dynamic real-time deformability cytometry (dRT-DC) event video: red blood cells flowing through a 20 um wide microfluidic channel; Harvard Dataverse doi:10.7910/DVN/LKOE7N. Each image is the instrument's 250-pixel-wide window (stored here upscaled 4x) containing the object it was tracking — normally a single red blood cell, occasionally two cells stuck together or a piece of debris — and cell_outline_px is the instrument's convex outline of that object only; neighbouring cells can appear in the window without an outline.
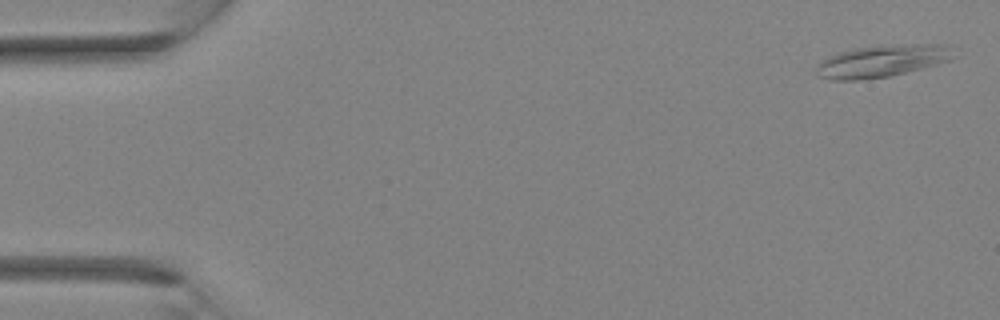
{"species": "Egyptian fruit bat (a non-hibernating species)", "species_latin": "Rousettus aegyptiacus", "temperature_condition": "room temperature", "stored_images_in_passage": 35, "camera_frame_rate_fps": 3000, "um_per_image_px": 0.085, "animal": {"sex": "female"}, "frame": {"image": 1, "passage_image": 1, "time_ms": 0.0, "image_size_px": [1000, 320], "cell_outline_px": [[956, 56], [952, 60], [888, 76], [856, 80], [832, 80], [816, 76], [816, 68], [820, 60], [828, 56], [840, 52], [856, 48], [916, 44], [948, 44]], "centroid_in_image_um": [74.96, 5.19], "position_along_channel_um": 10.0, "area_um2": 25.37}}
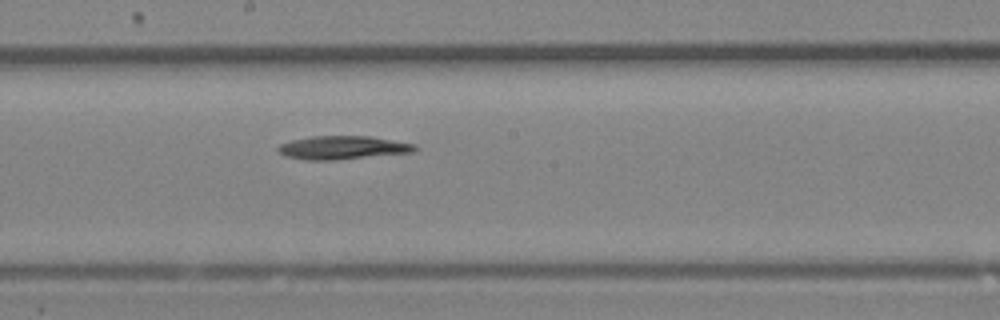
{"frame": {"image": 2, "passage_image": 19, "time_ms": 6.0, "image_size_px": [1000, 320], "cell_outline_px": [[420, 148], [416, 152], [336, 160], [304, 160], [284, 156], [276, 148], [280, 144], [292, 140], [312, 136], [368, 136], [416, 144]], "centroid_in_image_um": [29.16, 12.55], "position_along_channel_um": 219.0, "area_um2": 18.84}}
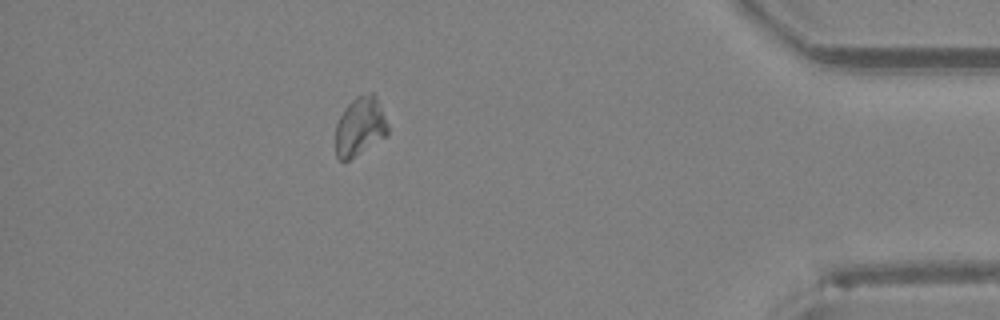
{"frame": {"image": 3, "passage_image": 31, "time_ms": 10.0, "image_size_px": [1000, 320], "cell_outline_px": [[388, 132], [384, 136], [344, 164], [336, 156], [336, 124], [344, 108], [356, 96], [368, 92], [372, 92], [376, 96], [388, 124]], "centroid_in_image_um": [30.57, 10.75], "position_along_channel_um": 404.6, "area_um2": 17.86}}